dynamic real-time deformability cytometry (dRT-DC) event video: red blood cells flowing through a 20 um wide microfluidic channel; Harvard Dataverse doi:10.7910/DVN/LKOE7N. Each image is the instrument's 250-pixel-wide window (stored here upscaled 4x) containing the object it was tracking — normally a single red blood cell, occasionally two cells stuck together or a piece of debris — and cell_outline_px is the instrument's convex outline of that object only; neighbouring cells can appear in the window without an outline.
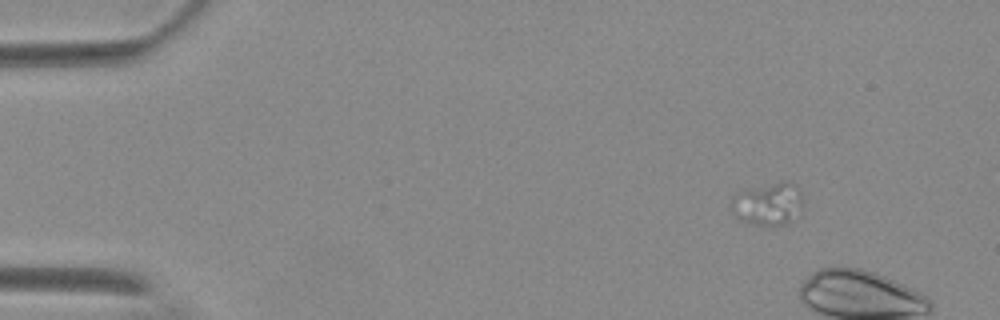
{"species": "Egyptian fruit bat (a non-hibernating species)", "species_latin": "Rousettus aegyptiacus", "temperature_condition": "warm", "stored_images_in_passage": 5, "camera_frame_rate_fps": 3000, "um_per_image_px": 0.085, "animal": {"sex": "female"}, "frame": {"image": 1, "passage_image": 1, "time_ms": 0.0, "image_size_px": [1000, 320], "cell_outline_px": [[792, 208], [788, 220], [784, 224], [768, 228], [752, 224], [740, 220], [736, 216], [748, 192], [776, 184], [792, 184]], "centroid_in_image_um": [65.24, 17.52], "position_along_channel_um": 19.8, "area_um2": 13.41}}